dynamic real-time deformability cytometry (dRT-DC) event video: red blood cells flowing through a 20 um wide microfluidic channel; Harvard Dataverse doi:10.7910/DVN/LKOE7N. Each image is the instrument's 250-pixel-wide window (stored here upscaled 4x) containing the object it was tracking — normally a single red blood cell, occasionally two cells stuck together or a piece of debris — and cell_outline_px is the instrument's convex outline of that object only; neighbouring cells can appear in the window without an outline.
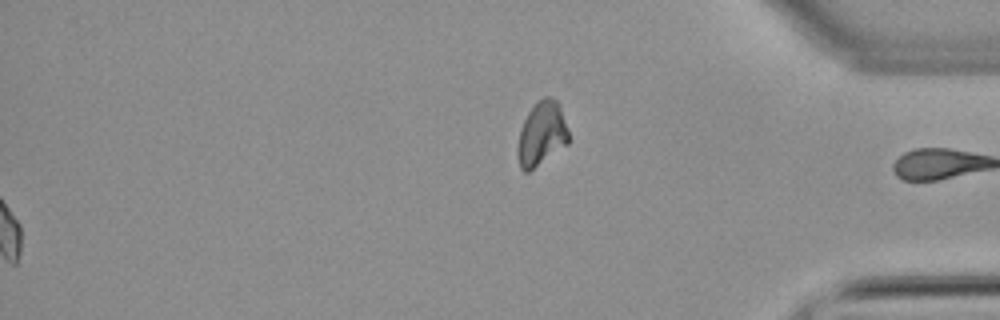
{"species": "common noctule bat (a hibernating species)", "species_latin": "Nyctalus noctula", "temperature_condition": "warm", "stored_images_in_passage": 61, "segment_of_instrument_passage": [2, 2], "camera_frame_rate_fps": 3000, "um_per_image_px": 0.085, "animal": {"sex": "male", "body_mass_g": 21.5, "forearm_length_mm": 52.0}, "frame": {"image": 1, "passage_image": 61, "time_ms": 20.0, "image_size_px": [1000, 320], "cell_outline_px": [[568, 144], [528, 172], [524, 172], [520, 168], [516, 152], [516, 148], [520, 128], [528, 112], [544, 96], [548, 96], [556, 100], [560, 104], [568, 132]], "centroid_in_image_um": [46.02, 11.39], "position_along_channel_um": 389.2, "area_um2": 19.02}}